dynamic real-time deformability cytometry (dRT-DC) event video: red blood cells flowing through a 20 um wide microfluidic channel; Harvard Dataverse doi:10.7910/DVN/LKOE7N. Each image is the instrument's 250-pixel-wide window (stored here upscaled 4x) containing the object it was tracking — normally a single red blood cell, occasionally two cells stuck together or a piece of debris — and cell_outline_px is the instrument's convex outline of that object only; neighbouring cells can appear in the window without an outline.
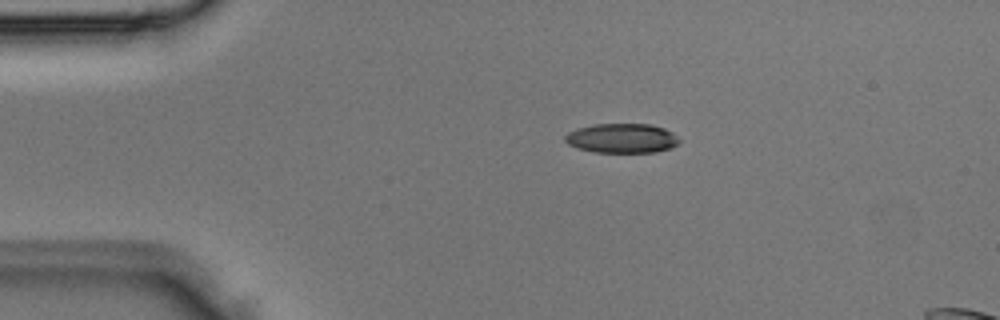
{"species": "Egyptian fruit bat (a non-hibernating species)", "species_latin": "Rousettus aegyptiacus", "temperature_condition": "room temperature", "stored_images_in_passage": 5, "camera_frame_rate_fps": 3000, "um_per_image_px": 0.085, "animal": {"sex": "male"}, "frame": {"image": 1, "passage_image": 5, "time_ms": 1.333, "image_size_px": [1000, 320], "cell_outline_px": [[680, 140], [676, 144], [668, 148], [656, 152], [592, 152], [576, 148], [568, 144], [564, 140], [564, 136], [568, 132], [576, 128], [596, 124], [648, 124], [664, 128], [672, 132]], "centroid_in_image_um": [52.8, 11.75], "position_along_channel_um": 32.2, "area_um2": 19.59}}